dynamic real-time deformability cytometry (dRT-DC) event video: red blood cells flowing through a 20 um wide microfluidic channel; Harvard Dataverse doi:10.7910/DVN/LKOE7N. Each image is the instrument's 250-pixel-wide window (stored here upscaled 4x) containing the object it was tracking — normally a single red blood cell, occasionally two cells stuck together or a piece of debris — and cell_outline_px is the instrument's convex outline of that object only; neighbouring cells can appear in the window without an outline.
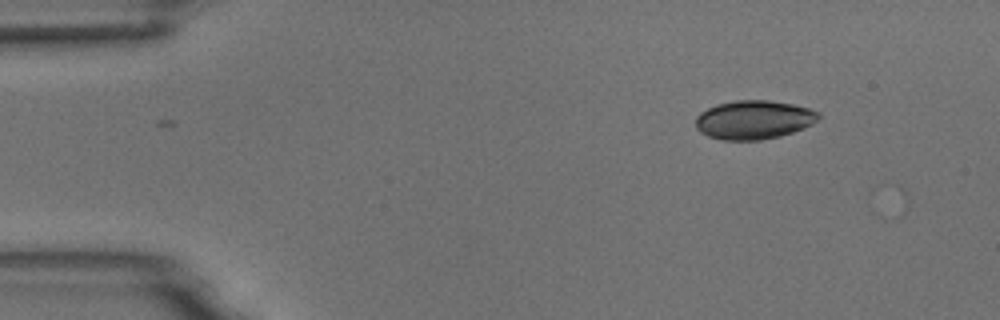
{"species": "common noctule bat (a hibernating species)", "species_latin": "Nyctalus noctula", "temperature_condition": "room temperature", "stored_images_in_passage": 2, "camera_frame_rate_fps": 3000, "um_per_image_px": 0.085, "animal": {"sex": "male", "body_mass_g": 18.8}, "frame": {"image": 1, "passage_image": 1, "time_ms": 0.0, "image_size_px": [1000, 320], "cell_outline_px": [[820, 116], [812, 124], [804, 128], [780, 136], [760, 140], [720, 140], [708, 136], [700, 132], [696, 128], [696, 116], [700, 112], [716, 104], [736, 100], [768, 100], [792, 104], [808, 108], [820, 112]], "centroid_in_image_um": [64.05, 10.18], "position_along_channel_um": 20.9, "area_um2": 27.86}}